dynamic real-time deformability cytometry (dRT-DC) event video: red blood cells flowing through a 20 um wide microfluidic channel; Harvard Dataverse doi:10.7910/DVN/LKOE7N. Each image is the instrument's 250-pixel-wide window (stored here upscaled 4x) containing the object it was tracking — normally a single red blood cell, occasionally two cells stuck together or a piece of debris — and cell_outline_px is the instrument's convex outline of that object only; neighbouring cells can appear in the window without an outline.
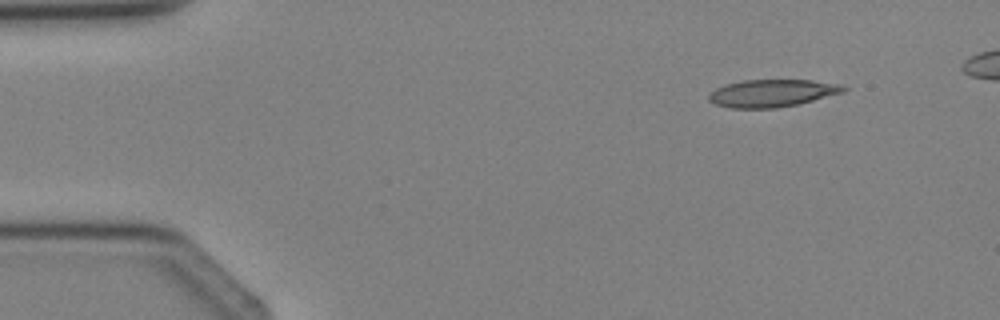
{"species": "Egyptian fruit bat (a non-hibernating species)", "species_latin": "Rousettus aegyptiacus", "temperature_condition": "cold", "stored_images_in_passage": 3, "camera_frame_rate_fps": 3000, "um_per_image_px": 0.085, "animal": {"sex": "female"}, "frame": {"image": 1, "passage_image": 1, "time_ms": 0.0, "image_size_px": [1000, 320], "cell_outline_px": [[848, 88], [844, 92], [796, 104], [776, 108], [728, 108], [716, 104], [708, 100], [708, 92], [724, 84], [744, 80], [812, 80], [840, 84]], "centroid_in_image_um": [65.58, 7.91], "position_along_channel_um": 19.4, "area_um2": 21.56}}